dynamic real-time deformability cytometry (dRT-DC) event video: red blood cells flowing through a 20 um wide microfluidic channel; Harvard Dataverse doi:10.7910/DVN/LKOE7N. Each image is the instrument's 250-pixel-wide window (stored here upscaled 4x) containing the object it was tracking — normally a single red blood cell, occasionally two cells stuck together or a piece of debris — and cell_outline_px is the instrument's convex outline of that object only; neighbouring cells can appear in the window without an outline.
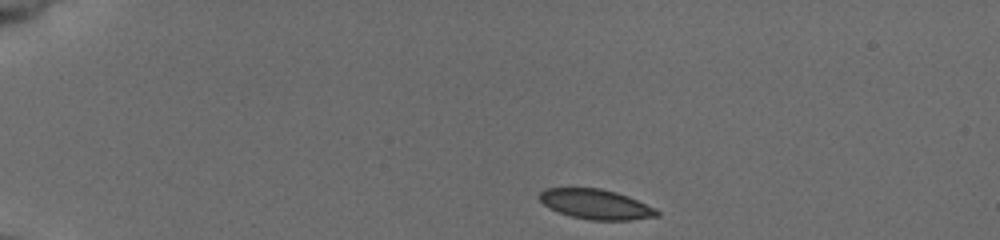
{"species": "common noctule bat (a hibernating species)", "species_latin": "Nyctalus noctula", "temperature_condition": "cold", "stored_images_in_passage": 16, "camera_frame_rate_fps": 3000, "um_per_image_px": 0.085, "animal": {"sex": "female", "body_mass_g": 19.5, "forearm_length_mm": 54.1}, "frame": {"image": 1, "passage_image": 1, "time_ms": 0.0, "image_size_px": [1000, 240], "cell_outline_px": [[660, 216], [628, 220], [592, 220], [572, 216], [548, 208], [540, 200], [540, 192], [544, 188], [600, 188], [616, 192], [628, 196], [656, 208], [660, 212]], "centroid_in_image_um": [50.67, 17.36], "position_along_channel_um": 34.3, "area_um2": 20.4}}
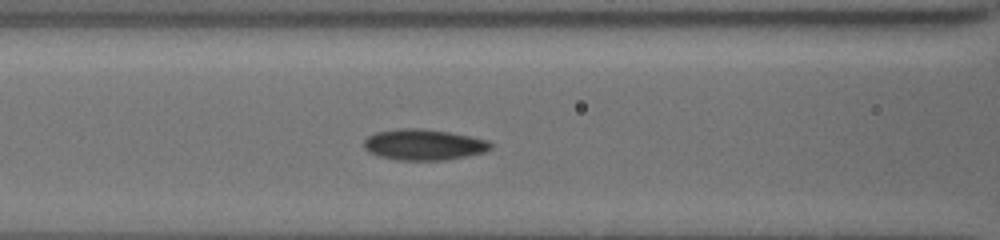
{"frame": {"image": 2, "passage_image": 12, "time_ms": 4.667, "image_size_px": [1000, 240], "cell_outline_px": [[492, 148], [484, 152], [468, 156], [444, 160], [396, 160], [380, 156], [368, 152], [364, 148], [364, 140], [368, 136], [376, 132], [400, 128], [420, 128], [448, 132], [472, 136], [488, 140], [492, 144]], "centroid_in_image_um": [36.03, 12.29], "position_along_channel_um": 130.6, "area_um2": 22.95}}
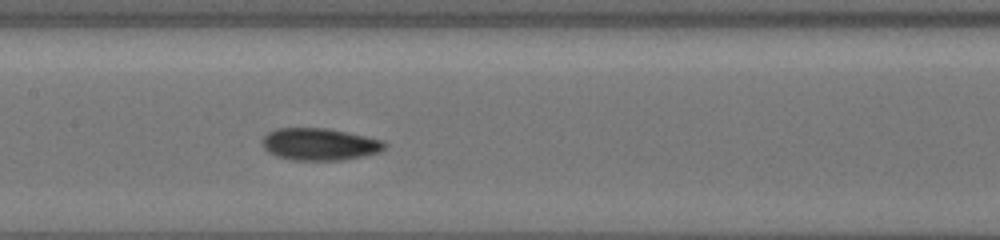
{"frame": {"image": 3, "passage_image": 16, "time_ms": 6.0, "image_size_px": [1000, 240], "cell_outline_px": [[388, 144], [380, 152], [364, 156], [344, 160], [292, 160], [276, 156], [268, 152], [264, 148], [260, 140], [268, 132], [276, 128], [324, 128], [384, 140]], "centroid_in_image_um": [27.15, 12.27], "position_along_channel_um": 180.3, "area_um2": 23.0}}